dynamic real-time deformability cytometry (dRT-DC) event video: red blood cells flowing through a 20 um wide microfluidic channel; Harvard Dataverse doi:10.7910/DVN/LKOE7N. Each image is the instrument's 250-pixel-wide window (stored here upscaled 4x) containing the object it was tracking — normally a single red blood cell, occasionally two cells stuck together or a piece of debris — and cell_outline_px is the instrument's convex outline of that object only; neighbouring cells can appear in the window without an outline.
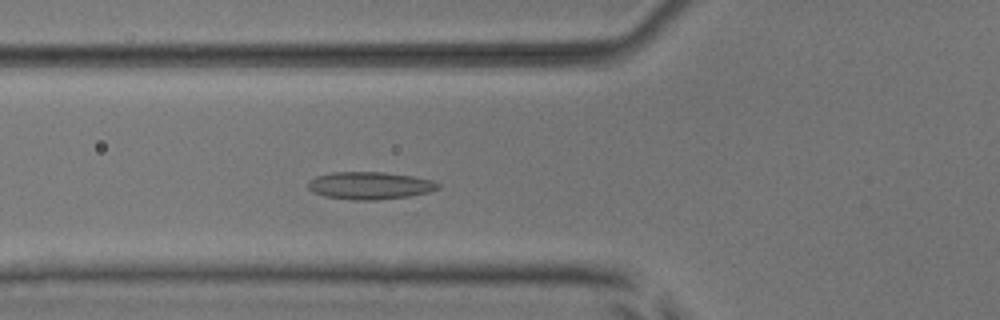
{"species": "common noctule bat (a hibernating species)", "species_latin": "Nyctalus noctula", "temperature_condition": "room temperature", "stored_images_in_passage": 27, "camera_frame_rate_fps": 3000, "um_per_image_px": 0.085, "animal": {"sex": "male", "body_mass_g": 17.9, "forearm_length_mm": 54.2}, "frame": {"image": 1, "passage_image": 12, "time_ms": 3.667, "image_size_px": [1000, 320], "cell_outline_px": [[440, 188], [428, 192], [408, 196], [376, 200], [352, 200], [324, 196], [312, 192], [308, 188], [308, 180], [316, 176], [332, 172], [384, 172], [412, 176], [432, 180], [440, 184]], "centroid_in_image_um": [31.41, 15.77], "position_along_channel_um": 94.4, "area_um2": 20.87}}
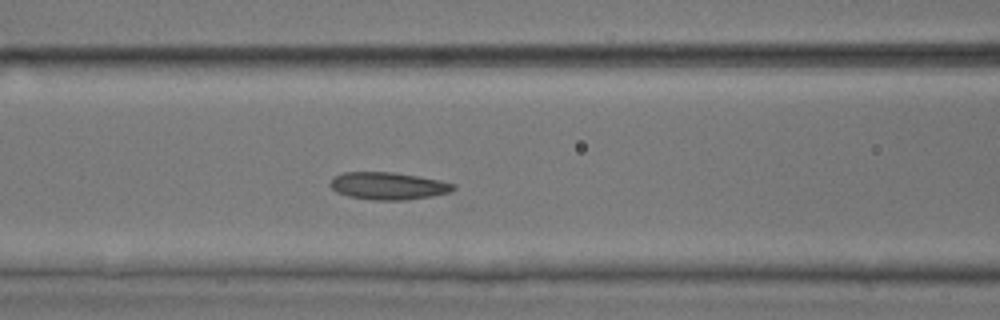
{"frame": {"image": 2, "passage_image": 15, "time_ms": 4.667, "image_size_px": [1000, 320], "cell_outline_px": [[456, 188], [452, 192], [432, 196], [404, 200], [372, 200], [348, 196], [336, 192], [328, 184], [332, 176], [344, 172], [392, 172], [420, 176], [440, 180], [456, 184]], "centroid_in_image_um": [32.99, 15.8], "position_along_channel_um": 133.6, "area_um2": 19.94}}
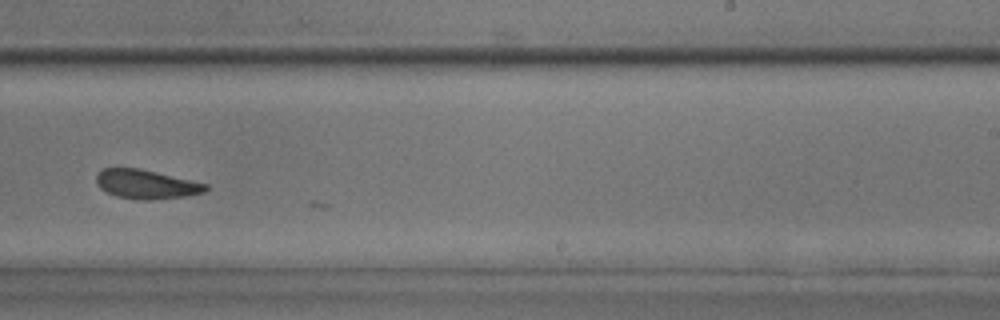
{"frame": {"image": 3, "passage_image": 26, "time_ms": 8.333, "image_size_px": [1000, 320], "cell_outline_px": [[208, 188], [204, 192], [184, 196], [148, 200], [116, 196], [100, 188], [96, 184], [96, 176], [104, 168], [140, 168], [208, 184]], "centroid_in_image_um": [12.42, 15.65], "position_along_channel_um": 276.6, "area_um2": 18.26}}